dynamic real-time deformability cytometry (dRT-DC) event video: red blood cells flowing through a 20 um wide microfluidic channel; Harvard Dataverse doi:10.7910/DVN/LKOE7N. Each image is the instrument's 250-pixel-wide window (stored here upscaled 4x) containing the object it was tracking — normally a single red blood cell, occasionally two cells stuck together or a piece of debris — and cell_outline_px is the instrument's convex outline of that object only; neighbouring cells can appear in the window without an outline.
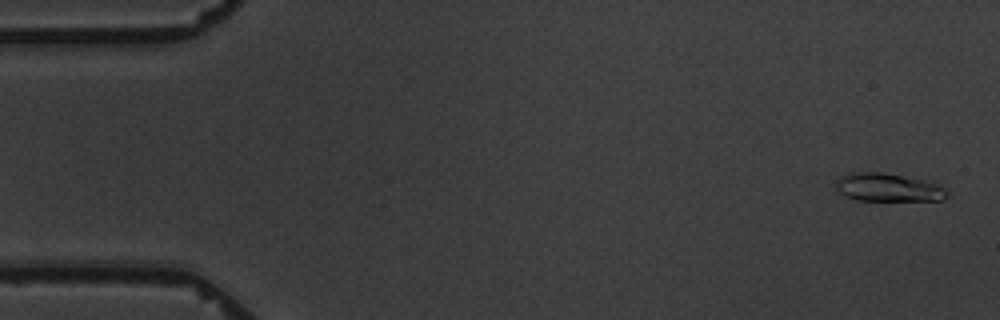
{"species": "common noctule bat (a hibernating species)", "species_latin": "Nyctalus noctula", "temperature_condition": "warm", "stored_images_in_passage": 5, "camera_frame_rate_fps": 3000, "um_per_image_px": 0.085, "animal": {"sex": "male", "body_mass_g": 19.5, "forearm_length_mm": 54.6}, "frame": {"image": 1, "passage_image": 1, "time_ms": 0.0, "image_size_px": [1000, 320], "cell_outline_px": [[948, 196], [944, 200], [856, 200], [844, 196], [836, 192], [836, 180], [840, 176], [848, 172], [880, 172], [920, 180], [936, 184], [948, 188]], "centroid_in_image_um": [75.44, 15.94], "position_along_channel_um": 9.6, "area_um2": 18.26}}